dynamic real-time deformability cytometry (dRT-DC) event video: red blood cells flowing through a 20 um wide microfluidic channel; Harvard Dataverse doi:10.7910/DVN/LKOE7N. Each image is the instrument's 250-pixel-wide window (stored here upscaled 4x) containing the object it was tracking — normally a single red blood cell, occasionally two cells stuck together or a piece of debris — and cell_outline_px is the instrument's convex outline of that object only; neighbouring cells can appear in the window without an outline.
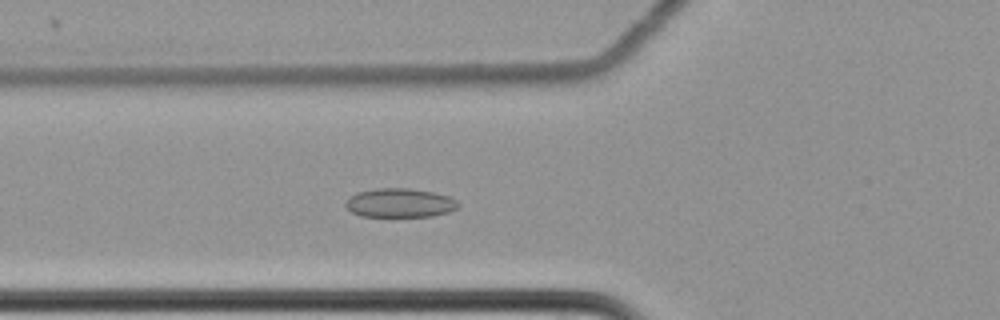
{"species": "common noctule bat (a hibernating species)", "species_latin": "Nyctalus noctula", "temperature_condition": "cold", "stored_images_in_passage": 62, "camera_frame_rate_fps": 3000, "um_per_image_px": 0.085, "animal": {"sex": "female", "body_mass_g": 22.7, "forearm_length_mm": 54.2}, "frame": {"image": 1, "passage_image": 25, "time_ms": 8.0, "image_size_px": [1000, 320], "cell_outline_px": [[460, 204], [456, 208], [448, 212], [432, 216], [360, 216], [352, 212], [344, 204], [348, 196], [356, 192], [376, 188], [408, 188], [432, 192], [448, 196], [456, 200]], "centroid_in_image_um": [33.94, 17.24], "position_along_channel_um": 91.9, "area_um2": 19.02}}
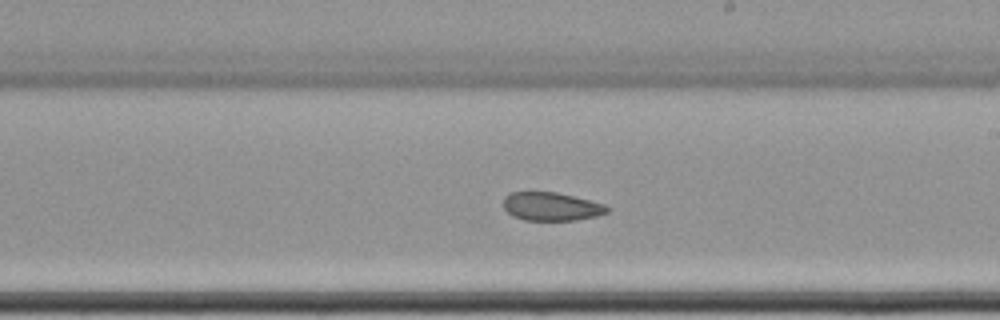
{"frame": {"image": 2, "passage_image": 38, "time_ms": 12.333, "image_size_px": [1000, 320], "cell_outline_px": [[612, 208], [608, 212], [596, 216], [576, 220], [524, 220], [512, 216], [504, 208], [504, 196], [512, 192], [556, 192], [604, 204]], "centroid_in_image_um": [46.86, 17.56], "position_along_channel_um": 242.1, "area_um2": 17.11}}
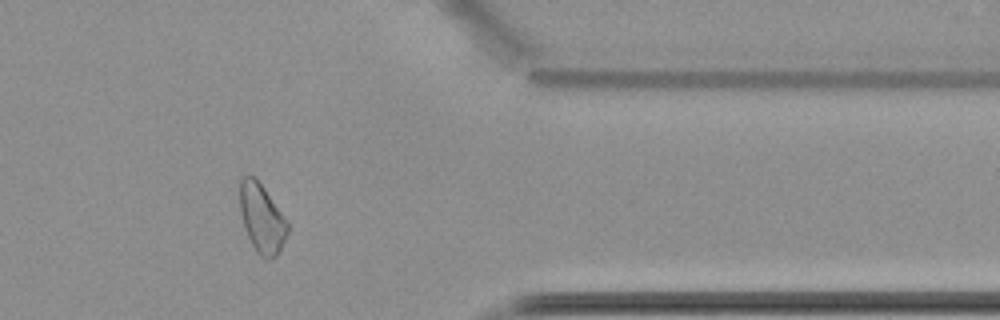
{"frame": {"image": 3, "passage_image": 52, "time_ms": 17.0, "image_size_px": [1000, 320], "cell_outline_px": [[288, 232], [280, 252], [272, 260], [268, 260], [260, 256], [256, 252], [244, 228], [240, 212], [240, 180], [244, 176], [256, 176], [288, 220]], "centroid_in_image_um": [22.27, 18.57], "position_along_channel_um": 389.1, "area_um2": 19.54}, "authors_computed_cell_mechanics": {"area_um2": 20.2589, "velocity_mm_per_s": 3.4732, "shape_relaxation_time_tau1_ms": null, "shape_relaxation_time_tau2_ms": 4.7578, "deformation_change_tau1": null, "deformation_change_tau2": 0.0815}}